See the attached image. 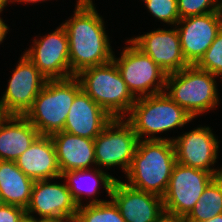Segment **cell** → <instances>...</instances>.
<instances>
[{
	"mask_svg": "<svg viewBox=\"0 0 222 222\" xmlns=\"http://www.w3.org/2000/svg\"><path fill=\"white\" fill-rule=\"evenodd\" d=\"M65 21L62 25L68 36L71 77L113 59L105 22L93 1L77 2L73 16Z\"/></svg>",
	"mask_w": 222,
	"mask_h": 222,
	"instance_id": "6da1fadb",
	"label": "cell"
},
{
	"mask_svg": "<svg viewBox=\"0 0 222 222\" xmlns=\"http://www.w3.org/2000/svg\"><path fill=\"white\" fill-rule=\"evenodd\" d=\"M176 163L172 141L139 140L131 166L126 173V184L163 197Z\"/></svg>",
	"mask_w": 222,
	"mask_h": 222,
	"instance_id": "7a4b0ae2",
	"label": "cell"
},
{
	"mask_svg": "<svg viewBox=\"0 0 222 222\" xmlns=\"http://www.w3.org/2000/svg\"><path fill=\"white\" fill-rule=\"evenodd\" d=\"M125 120L132 126L139 140H170L155 134L181 128L193 117L165 92L136 98ZM147 136V137H146ZM151 136V137H149Z\"/></svg>",
	"mask_w": 222,
	"mask_h": 222,
	"instance_id": "3957f363",
	"label": "cell"
},
{
	"mask_svg": "<svg viewBox=\"0 0 222 222\" xmlns=\"http://www.w3.org/2000/svg\"><path fill=\"white\" fill-rule=\"evenodd\" d=\"M81 89L76 76L47 80L24 117L40 135L51 136L63 131L73 100Z\"/></svg>",
	"mask_w": 222,
	"mask_h": 222,
	"instance_id": "277c9868",
	"label": "cell"
},
{
	"mask_svg": "<svg viewBox=\"0 0 222 222\" xmlns=\"http://www.w3.org/2000/svg\"><path fill=\"white\" fill-rule=\"evenodd\" d=\"M218 77L196 65H189L167 75L164 92L195 119L220 103L216 86Z\"/></svg>",
	"mask_w": 222,
	"mask_h": 222,
	"instance_id": "5b68a950",
	"label": "cell"
},
{
	"mask_svg": "<svg viewBox=\"0 0 222 222\" xmlns=\"http://www.w3.org/2000/svg\"><path fill=\"white\" fill-rule=\"evenodd\" d=\"M76 77L82 90L112 118H126L136 98L128 90L113 60L84 69Z\"/></svg>",
	"mask_w": 222,
	"mask_h": 222,
	"instance_id": "8992f818",
	"label": "cell"
},
{
	"mask_svg": "<svg viewBox=\"0 0 222 222\" xmlns=\"http://www.w3.org/2000/svg\"><path fill=\"white\" fill-rule=\"evenodd\" d=\"M119 58L113 55L128 90L135 98L163 93L167 74L145 53L127 40Z\"/></svg>",
	"mask_w": 222,
	"mask_h": 222,
	"instance_id": "52a82bcc",
	"label": "cell"
},
{
	"mask_svg": "<svg viewBox=\"0 0 222 222\" xmlns=\"http://www.w3.org/2000/svg\"><path fill=\"white\" fill-rule=\"evenodd\" d=\"M138 142V136L125 118H113L94 139L96 167L119 166L126 175Z\"/></svg>",
	"mask_w": 222,
	"mask_h": 222,
	"instance_id": "ba28073f",
	"label": "cell"
},
{
	"mask_svg": "<svg viewBox=\"0 0 222 222\" xmlns=\"http://www.w3.org/2000/svg\"><path fill=\"white\" fill-rule=\"evenodd\" d=\"M215 177V174L205 170L176 163L167 191L162 197L164 211L184 219Z\"/></svg>",
	"mask_w": 222,
	"mask_h": 222,
	"instance_id": "9c48e42d",
	"label": "cell"
},
{
	"mask_svg": "<svg viewBox=\"0 0 222 222\" xmlns=\"http://www.w3.org/2000/svg\"><path fill=\"white\" fill-rule=\"evenodd\" d=\"M18 62L0 98V111L5 115L24 116L48 80L26 54Z\"/></svg>",
	"mask_w": 222,
	"mask_h": 222,
	"instance_id": "30bf717a",
	"label": "cell"
},
{
	"mask_svg": "<svg viewBox=\"0 0 222 222\" xmlns=\"http://www.w3.org/2000/svg\"><path fill=\"white\" fill-rule=\"evenodd\" d=\"M32 45L23 53L48 80L71 77L68 36L62 24Z\"/></svg>",
	"mask_w": 222,
	"mask_h": 222,
	"instance_id": "8fae6325",
	"label": "cell"
},
{
	"mask_svg": "<svg viewBox=\"0 0 222 222\" xmlns=\"http://www.w3.org/2000/svg\"><path fill=\"white\" fill-rule=\"evenodd\" d=\"M172 142L177 163L202 169L216 176L222 175V168H212L218 159L219 141L210 127L194 128L175 137Z\"/></svg>",
	"mask_w": 222,
	"mask_h": 222,
	"instance_id": "7c38bea8",
	"label": "cell"
},
{
	"mask_svg": "<svg viewBox=\"0 0 222 222\" xmlns=\"http://www.w3.org/2000/svg\"><path fill=\"white\" fill-rule=\"evenodd\" d=\"M176 28L186 62L196 65L222 28V8L217 12L180 19Z\"/></svg>",
	"mask_w": 222,
	"mask_h": 222,
	"instance_id": "4fadbf2b",
	"label": "cell"
},
{
	"mask_svg": "<svg viewBox=\"0 0 222 222\" xmlns=\"http://www.w3.org/2000/svg\"><path fill=\"white\" fill-rule=\"evenodd\" d=\"M78 205L73 200L66 183H51L48 180L35 181L31 200L25 209L26 215L39 219H68L75 221ZM33 214V215H32Z\"/></svg>",
	"mask_w": 222,
	"mask_h": 222,
	"instance_id": "5bb4252c",
	"label": "cell"
},
{
	"mask_svg": "<svg viewBox=\"0 0 222 222\" xmlns=\"http://www.w3.org/2000/svg\"><path fill=\"white\" fill-rule=\"evenodd\" d=\"M130 41L147 54L167 75L189 66L181 50L176 26L167 30L158 28L141 36L132 37Z\"/></svg>",
	"mask_w": 222,
	"mask_h": 222,
	"instance_id": "9a60e30c",
	"label": "cell"
},
{
	"mask_svg": "<svg viewBox=\"0 0 222 222\" xmlns=\"http://www.w3.org/2000/svg\"><path fill=\"white\" fill-rule=\"evenodd\" d=\"M125 222H155L164 212L162 197L116 179L110 194Z\"/></svg>",
	"mask_w": 222,
	"mask_h": 222,
	"instance_id": "2e32d148",
	"label": "cell"
},
{
	"mask_svg": "<svg viewBox=\"0 0 222 222\" xmlns=\"http://www.w3.org/2000/svg\"><path fill=\"white\" fill-rule=\"evenodd\" d=\"M112 120L113 118L81 89L73 100L63 131L94 140Z\"/></svg>",
	"mask_w": 222,
	"mask_h": 222,
	"instance_id": "e0dca14e",
	"label": "cell"
},
{
	"mask_svg": "<svg viewBox=\"0 0 222 222\" xmlns=\"http://www.w3.org/2000/svg\"><path fill=\"white\" fill-rule=\"evenodd\" d=\"M15 164L34 181L57 180L61 177L55 147L50 136L39 135L30 147L15 160Z\"/></svg>",
	"mask_w": 222,
	"mask_h": 222,
	"instance_id": "ac0fdd59",
	"label": "cell"
},
{
	"mask_svg": "<svg viewBox=\"0 0 222 222\" xmlns=\"http://www.w3.org/2000/svg\"><path fill=\"white\" fill-rule=\"evenodd\" d=\"M50 137L61 174L65 171L90 169L96 165L93 139L71 135L64 131L56 132Z\"/></svg>",
	"mask_w": 222,
	"mask_h": 222,
	"instance_id": "d6986e66",
	"label": "cell"
},
{
	"mask_svg": "<svg viewBox=\"0 0 222 222\" xmlns=\"http://www.w3.org/2000/svg\"><path fill=\"white\" fill-rule=\"evenodd\" d=\"M39 135L24 116L6 115L0 122V160L15 161Z\"/></svg>",
	"mask_w": 222,
	"mask_h": 222,
	"instance_id": "ffe728a7",
	"label": "cell"
},
{
	"mask_svg": "<svg viewBox=\"0 0 222 222\" xmlns=\"http://www.w3.org/2000/svg\"><path fill=\"white\" fill-rule=\"evenodd\" d=\"M62 178L66 180L67 188L69 189L73 200L78 206L82 205V197L84 195L87 196V198L90 197L92 199L88 203L93 204L106 202L107 200L95 198V195L100 193L97 191L100 190L99 184L101 183L100 185L103 186L108 194V197H110L113 184L117 179L112 175L104 172L102 168L97 169L95 167L90 169L65 171L61 174L59 179ZM87 178H89V182H87Z\"/></svg>",
	"mask_w": 222,
	"mask_h": 222,
	"instance_id": "44dd1931",
	"label": "cell"
},
{
	"mask_svg": "<svg viewBox=\"0 0 222 222\" xmlns=\"http://www.w3.org/2000/svg\"><path fill=\"white\" fill-rule=\"evenodd\" d=\"M34 182L18 168L15 161L0 160V194L4 204L26 209Z\"/></svg>",
	"mask_w": 222,
	"mask_h": 222,
	"instance_id": "7402d4cb",
	"label": "cell"
},
{
	"mask_svg": "<svg viewBox=\"0 0 222 222\" xmlns=\"http://www.w3.org/2000/svg\"><path fill=\"white\" fill-rule=\"evenodd\" d=\"M219 214H222V175L208 184L184 222H202Z\"/></svg>",
	"mask_w": 222,
	"mask_h": 222,
	"instance_id": "603a6c76",
	"label": "cell"
},
{
	"mask_svg": "<svg viewBox=\"0 0 222 222\" xmlns=\"http://www.w3.org/2000/svg\"><path fill=\"white\" fill-rule=\"evenodd\" d=\"M74 222H125V220L110 199L103 203H86L78 206Z\"/></svg>",
	"mask_w": 222,
	"mask_h": 222,
	"instance_id": "cb8c5ba5",
	"label": "cell"
},
{
	"mask_svg": "<svg viewBox=\"0 0 222 222\" xmlns=\"http://www.w3.org/2000/svg\"><path fill=\"white\" fill-rule=\"evenodd\" d=\"M196 66L222 78V28Z\"/></svg>",
	"mask_w": 222,
	"mask_h": 222,
	"instance_id": "d4e9b609",
	"label": "cell"
},
{
	"mask_svg": "<svg viewBox=\"0 0 222 222\" xmlns=\"http://www.w3.org/2000/svg\"><path fill=\"white\" fill-rule=\"evenodd\" d=\"M147 10L153 17L166 23L176 26L180 20L177 8V0H142Z\"/></svg>",
	"mask_w": 222,
	"mask_h": 222,
	"instance_id": "484cf974",
	"label": "cell"
},
{
	"mask_svg": "<svg viewBox=\"0 0 222 222\" xmlns=\"http://www.w3.org/2000/svg\"><path fill=\"white\" fill-rule=\"evenodd\" d=\"M180 19L217 12L222 8L218 0H177Z\"/></svg>",
	"mask_w": 222,
	"mask_h": 222,
	"instance_id": "4316f807",
	"label": "cell"
},
{
	"mask_svg": "<svg viewBox=\"0 0 222 222\" xmlns=\"http://www.w3.org/2000/svg\"><path fill=\"white\" fill-rule=\"evenodd\" d=\"M25 214L26 211L22 207L3 204L0 207V222H19Z\"/></svg>",
	"mask_w": 222,
	"mask_h": 222,
	"instance_id": "83f0119b",
	"label": "cell"
},
{
	"mask_svg": "<svg viewBox=\"0 0 222 222\" xmlns=\"http://www.w3.org/2000/svg\"><path fill=\"white\" fill-rule=\"evenodd\" d=\"M155 222H184V219L164 211Z\"/></svg>",
	"mask_w": 222,
	"mask_h": 222,
	"instance_id": "f1b7e54d",
	"label": "cell"
},
{
	"mask_svg": "<svg viewBox=\"0 0 222 222\" xmlns=\"http://www.w3.org/2000/svg\"><path fill=\"white\" fill-rule=\"evenodd\" d=\"M8 31H9L8 25H6L5 22L3 21V18L0 17V44L6 38Z\"/></svg>",
	"mask_w": 222,
	"mask_h": 222,
	"instance_id": "f546056e",
	"label": "cell"
},
{
	"mask_svg": "<svg viewBox=\"0 0 222 222\" xmlns=\"http://www.w3.org/2000/svg\"><path fill=\"white\" fill-rule=\"evenodd\" d=\"M37 222H73L68 219H61V218H55V219H39L37 218Z\"/></svg>",
	"mask_w": 222,
	"mask_h": 222,
	"instance_id": "4dcf8cb0",
	"label": "cell"
},
{
	"mask_svg": "<svg viewBox=\"0 0 222 222\" xmlns=\"http://www.w3.org/2000/svg\"><path fill=\"white\" fill-rule=\"evenodd\" d=\"M19 222H37V217L35 218L25 214Z\"/></svg>",
	"mask_w": 222,
	"mask_h": 222,
	"instance_id": "1f68e13d",
	"label": "cell"
},
{
	"mask_svg": "<svg viewBox=\"0 0 222 222\" xmlns=\"http://www.w3.org/2000/svg\"><path fill=\"white\" fill-rule=\"evenodd\" d=\"M202 222H222V214L216 215L213 218Z\"/></svg>",
	"mask_w": 222,
	"mask_h": 222,
	"instance_id": "d6a6232c",
	"label": "cell"
},
{
	"mask_svg": "<svg viewBox=\"0 0 222 222\" xmlns=\"http://www.w3.org/2000/svg\"><path fill=\"white\" fill-rule=\"evenodd\" d=\"M14 3L16 0H0V9H4L8 3Z\"/></svg>",
	"mask_w": 222,
	"mask_h": 222,
	"instance_id": "836d02e7",
	"label": "cell"
},
{
	"mask_svg": "<svg viewBox=\"0 0 222 222\" xmlns=\"http://www.w3.org/2000/svg\"><path fill=\"white\" fill-rule=\"evenodd\" d=\"M41 1L44 2V1H47V0H16V2H19V3H22V2H23L24 4H25V3H29V4H30V3H37V2H41Z\"/></svg>",
	"mask_w": 222,
	"mask_h": 222,
	"instance_id": "e575fe53",
	"label": "cell"
},
{
	"mask_svg": "<svg viewBox=\"0 0 222 222\" xmlns=\"http://www.w3.org/2000/svg\"><path fill=\"white\" fill-rule=\"evenodd\" d=\"M6 115L2 112V111H0V122H1V120L5 117Z\"/></svg>",
	"mask_w": 222,
	"mask_h": 222,
	"instance_id": "d590c367",
	"label": "cell"
},
{
	"mask_svg": "<svg viewBox=\"0 0 222 222\" xmlns=\"http://www.w3.org/2000/svg\"><path fill=\"white\" fill-rule=\"evenodd\" d=\"M76 2H92V0H77Z\"/></svg>",
	"mask_w": 222,
	"mask_h": 222,
	"instance_id": "8d00e7d4",
	"label": "cell"
},
{
	"mask_svg": "<svg viewBox=\"0 0 222 222\" xmlns=\"http://www.w3.org/2000/svg\"><path fill=\"white\" fill-rule=\"evenodd\" d=\"M3 204H4V203H3V200H2L1 194H0V207H1Z\"/></svg>",
	"mask_w": 222,
	"mask_h": 222,
	"instance_id": "74e56055",
	"label": "cell"
}]
</instances>
